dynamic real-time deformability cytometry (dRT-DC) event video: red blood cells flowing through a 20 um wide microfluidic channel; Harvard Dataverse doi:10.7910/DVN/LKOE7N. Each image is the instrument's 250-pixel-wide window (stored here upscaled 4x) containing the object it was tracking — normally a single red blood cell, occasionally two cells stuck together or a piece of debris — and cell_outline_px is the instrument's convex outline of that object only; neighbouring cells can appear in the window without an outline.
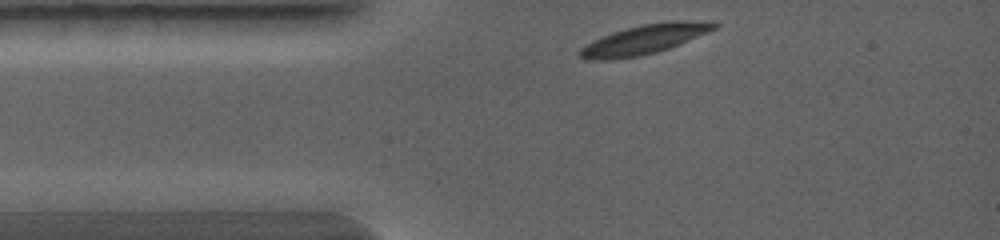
{"species": "common noctule bat (a hibernating species)", "species_latin": "Nyctalus noctula", "temperature_condition": "warm", "stored_images_in_passage": 13, "camera_frame_rate_fps": 5000, "um_per_image_px": 0.085, "animal": {"sex": "female", "body_mass_g": 19.0, "forearm_length_mm": 56.7}, "frame": {"image": 1, "passage_image": 1, "time_ms": 0.0, "image_size_px": [1000, 240], "cell_outline_px": [[720, 24], [716, 28], [708, 32], [668, 48], [656, 52], [640, 56], [612, 60], [588, 60], [576, 56], [576, 52], [584, 44], [592, 40], [612, 32], [640, 24], [668, 20], [716, 20]], "centroid_in_image_um": [54.75, 3.33], "position_along_channel_um": 30.2, "area_um2": 23.7}}
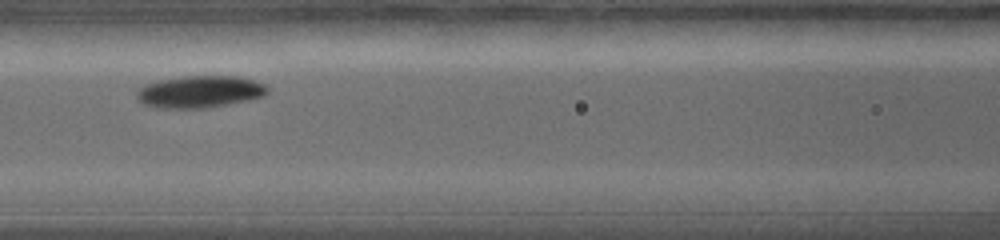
{"frame": {"image": 2, "passage_image": 7, "time_ms": 2.2, "image_size_px": [1000, 240], "cell_outline_px": [[268, 92], [264, 96], [248, 100], [228, 104], [204, 108], [156, 108], [144, 104], [136, 96], [136, 92], [144, 84], [160, 80], [192, 76], [236, 76], [252, 80], [264, 84], [268, 88]], "centroid_in_image_um": [16.98, 7.8], "position_along_channel_um": 149.6, "area_um2": 24.22}}
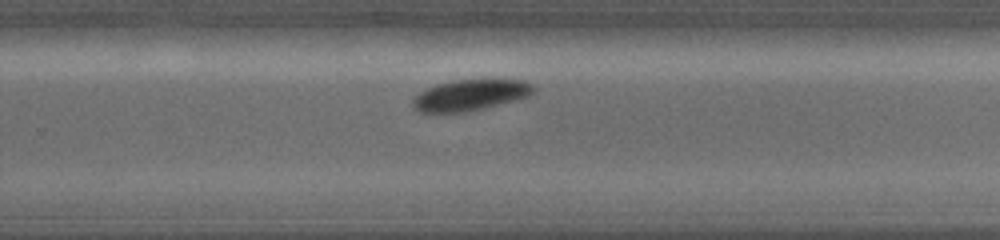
{"frame": {"image": 3, "passage_image": 13, "time_ms": 4.4, "image_size_px": [1000, 240], "cell_outline_px": [[536, 92], [528, 96], [516, 100], [464, 112], [420, 112], [412, 104], [412, 100], [420, 92], [428, 88], [440, 84], [460, 80], [520, 80], [532, 84], [536, 88]], "centroid_in_image_um": [40.02, 8.08], "position_along_channel_um": 289.8, "area_um2": 21.27}}